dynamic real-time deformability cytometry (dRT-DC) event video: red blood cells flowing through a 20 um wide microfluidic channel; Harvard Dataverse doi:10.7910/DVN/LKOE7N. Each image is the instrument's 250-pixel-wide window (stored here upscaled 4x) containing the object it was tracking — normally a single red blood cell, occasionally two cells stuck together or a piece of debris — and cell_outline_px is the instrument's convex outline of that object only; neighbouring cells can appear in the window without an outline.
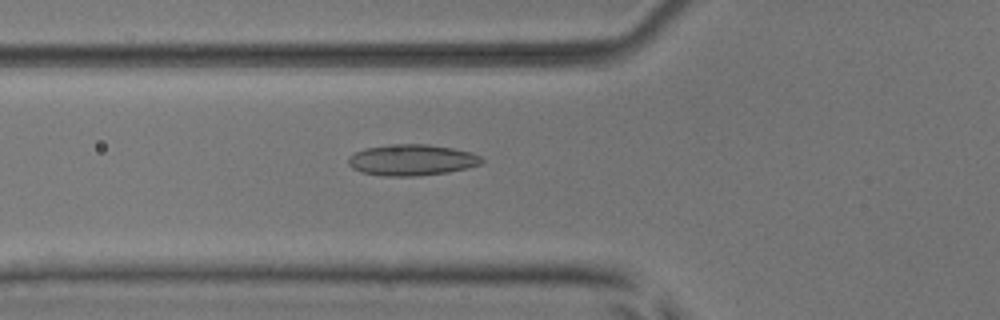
{"species": "common noctule bat (a hibernating species)", "species_latin": "Nyctalus noctula", "temperature_condition": "room temperature", "stored_images_in_passage": 41, "camera_frame_rate_fps": 3000, "um_per_image_px": 0.085, "animal": {"sex": "male", "body_mass_g": 17.9, "forearm_length_mm": 54.2}, "frame": {"image": 1, "passage_image": 8, "time_ms": 2.333, "image_size_px": [1000, 320], "cell_outline_px": [[484, 160], [480, 164], [448, 172], [416, 176], [384, 176], [360, 172], [352, 168], [348, 164], [348, 156], [364, 148], [388, 144], [428, 144], [452, 148], [472, 152], [480, 156]], "centroid_in_image_um": [34.96, 13.59], "position_along_channel_um": 90.8, "area_um2": 24.28}}
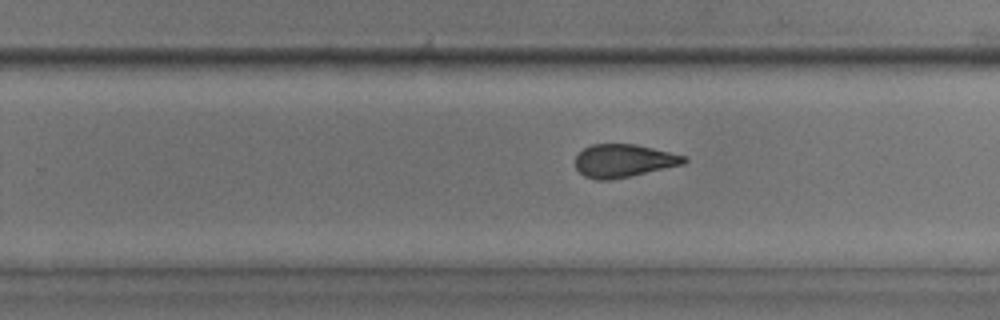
{"frame": {"image": 2, "passage_image": 22, "time_ms": 7.0, "image_size_px": [1000, 320], "cell_outline_px": [[688, 160], [684, 164], [612, 180], [596, 180], [584, 176], [576, 168], [576, 156], [584, 148], [592, 144], [636, 144], [688, 156]], "centroid_in_image_um": [53.03, 13.66], "position_along_channel_um": 276.8, "area_um2": 20.98}}
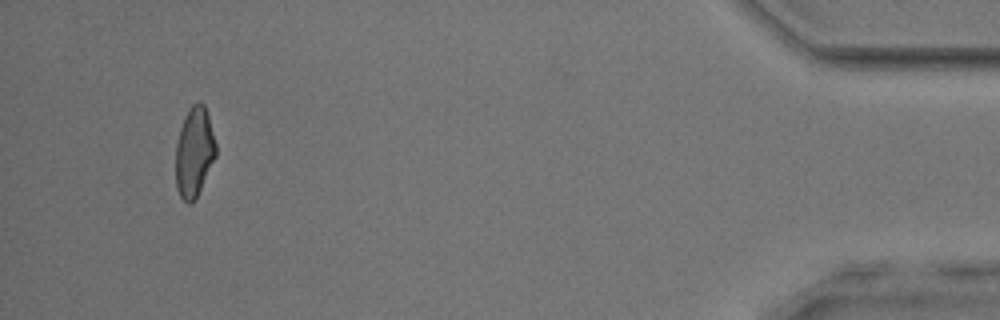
{"frame": {"image": 3, "passage_image": 38, "time_ms": 12.333, "image_size_px": [1000, 320], "cell_outline_px": [[216, 156], [192, 204], [188, 204], [180, 196], [176, 188], [176, 144], [180, 128], [184, 116], [188, 108], [196, 100], [200, 100], [204, 104], [208, 116], [216, 144]], "centroid_in_image_um": [16.5, 12.88], "position_along_channel_um": 418.7, "area_um2": 20.98}, "authors_computed_cell_mechanics": {"area_um2": 21.8484, "velocity_mm_per_s": 3.9879, "shape_relaxation_time_tau1_ms": 5.0394, "shape_relaxation_time_tau2_ms": 1.7697, "deformation_change_tau1": 0.1506, "deformation_change_tau2": 0.0911}}